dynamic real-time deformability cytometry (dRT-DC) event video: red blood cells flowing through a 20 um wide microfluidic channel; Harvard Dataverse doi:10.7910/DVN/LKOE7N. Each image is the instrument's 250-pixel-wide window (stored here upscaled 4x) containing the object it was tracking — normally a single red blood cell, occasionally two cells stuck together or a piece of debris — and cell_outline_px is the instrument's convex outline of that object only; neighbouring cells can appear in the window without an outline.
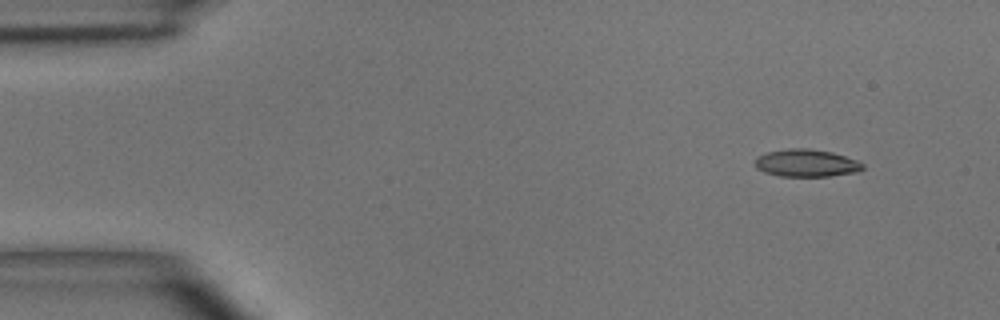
{"species": "common noctule bat (a hibernating species)", "species_latin": "Nyctalus noctula", "temperature_condition": "room temperature", "stored_images_in_passage": 4, "camera_frame_rate_fps": 3000, "um_per_image_px": 0.085, "animal": {"sex": "male", "body_mass_g": 15.6}, "frame": {"image": 1, "passage_image": 1, "time_ms": 0.0, "image_size_px": [1000, 320], "cell_outline_px": [[864, 168], [860, 172], [828, 176], [780, 176], [764, 172], [756, 168], [756, 156], [768, 152], [788, 148], [808, 148], [832, 152], [856, 160], [864, 164]], "centroid_in_image_um": [68.55, 13.86], "position_along_channel_um": 16.4, "area_um2": 17.28}}